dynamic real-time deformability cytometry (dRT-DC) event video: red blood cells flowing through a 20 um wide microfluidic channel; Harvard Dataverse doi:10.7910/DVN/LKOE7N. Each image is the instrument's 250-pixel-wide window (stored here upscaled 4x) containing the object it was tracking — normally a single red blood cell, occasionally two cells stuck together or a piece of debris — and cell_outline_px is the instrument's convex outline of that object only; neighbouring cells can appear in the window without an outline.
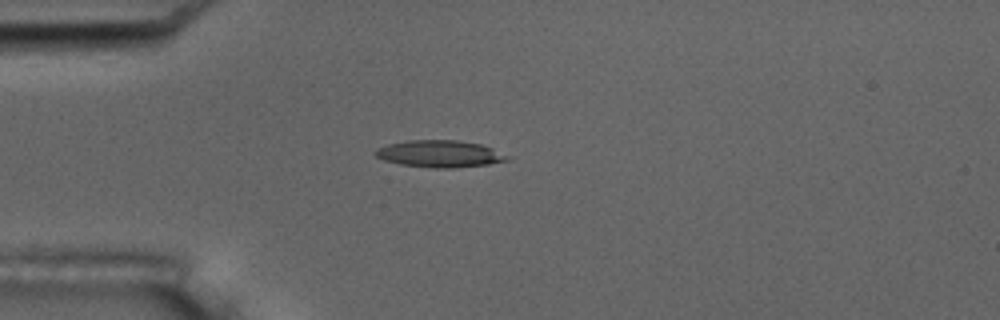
{"species": "common noctule bat (a hibernating species)", "species_latin": "Nyctalus noctula", "temperature_condition": "room temperature", "stored_images_in_passage": 41, "camera_frame_rate_fps": 3000, "um_per_image_px": 0.085, "animal": {"sex": "male", "body_mass_g": 17.5, "forearm_length_mm": 52.3}, "frame": {"image": 1, "passage_image": 1, "time_ms": 0.0, "image_size_px": [1000, 320], "cell_outline_px": [[512, 156], [508, 160], [488, 164], [452, 168], [432, 168], [400, 164], [384, 160], [376, 156], [372, 152], [376, 148], [388, 144], [408, 140], [460, 140], [480, 144], [492, 148]], "centroid_in_image_um": [37.38, 13.07], "position_along_channel_um": 47.6, "area_um2": 20.87}}
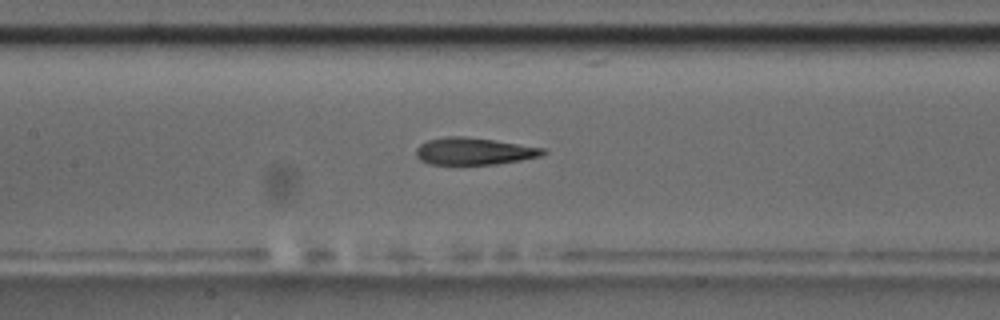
{"frame": {"image": 2, "passage_image": 12, "time_ms": 3.667, "image_size_px": [1000, 320], "cell_outline_px": [[548, 152], [540, 156], [520, 160], [496, 164], [428, 164], [420, 160], [416, 156], [416, 148], [420, 144], [428, 140], [448, 136], [464, 136], [492, 140], [544, 148]], "centroid_in_image_um": [40.26, 12.86], "position_along_channel_um": 167.1, "area_um2": 19.88}, "authors_computed_cell_mechanics": {"area_um2": 20.8658, "velocity_mm_per_s": 3.661, "shape_relaxation_time_tau1_ms": 6.9392, "shape_relaxation_time_tau2_ms": 1.996, "deformation_change_tau1": 0.2189, "deformation_change_tau2": 0.1126}}